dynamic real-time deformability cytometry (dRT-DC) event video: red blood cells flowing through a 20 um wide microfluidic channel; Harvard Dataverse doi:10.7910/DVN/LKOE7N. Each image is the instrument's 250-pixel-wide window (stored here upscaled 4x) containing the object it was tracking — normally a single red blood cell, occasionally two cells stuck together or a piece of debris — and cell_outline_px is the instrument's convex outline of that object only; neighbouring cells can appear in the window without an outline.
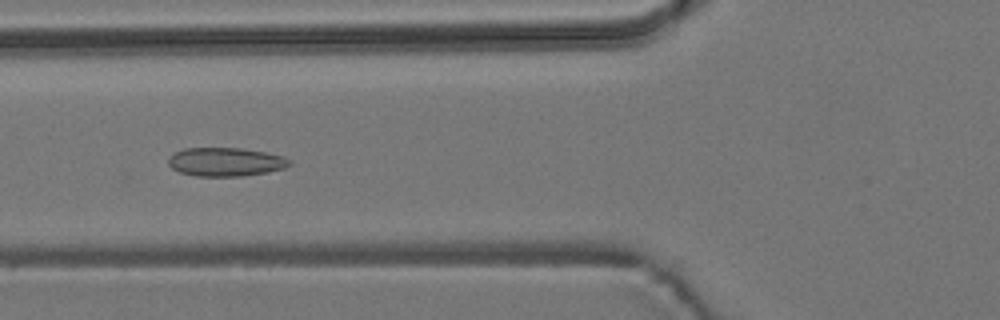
{"species": "common noctule bat (a hibernating species)", "species_latin": "Nyctalus noctula", "temperature_condition": "room temperature", "stored_images_in_passage": 6, "camera_frame_rate_fps": 3000, "um_per_image_px": 0.085, "animal": {"sex": "male", "body_mass_g": 19.2, "forearm_length_mm": 51.8}, "frame": {"image": 1, "passage_image": 6, "time_ms": 5.667, "image_size_px": [1000, 320], "cell_outline_px": [[292, 164], [284, 168], [268, 172], [240, 176], [196, 176], [180, 172], [172, 168], [168, 164], [168, 160], [176, 152], [184, 148], [240, 148], [264, 152], [284, 156], [292, 160]], "centroid_in_image_um": [19.21, 13.76], "position_along_channel_um": 106.6, "area_um2": 20.17}}